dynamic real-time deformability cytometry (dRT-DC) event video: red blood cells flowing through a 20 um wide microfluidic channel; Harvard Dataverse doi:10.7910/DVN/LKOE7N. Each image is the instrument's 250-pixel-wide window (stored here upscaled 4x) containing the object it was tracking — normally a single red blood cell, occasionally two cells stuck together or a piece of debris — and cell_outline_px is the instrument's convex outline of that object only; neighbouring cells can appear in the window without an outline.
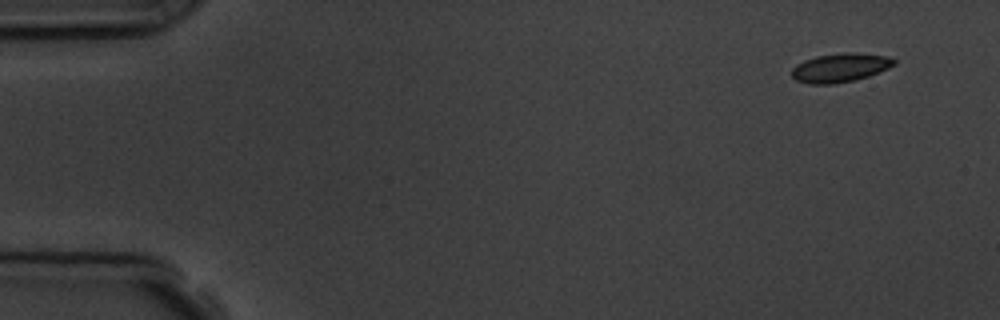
{"species": "common noctule bat (a hibernating species)", "species_latin": "Nyctalus noctula", "temperature_condition": "room temperature", "stored_images_in_passage": 4, "camera_frame_rate_fps": 3000, "um_per_image_px": 0.085, "animal": {"sex": "male", "body_mass_g": 19.5, "forearm_length_mm": 54.6}, "frame": {"image": 1, "passage_image": 1, "time_ms": 0.0, "image_size_px": [1000, 320], "cell_outline_px": [[896, 64], [888, 68], [868, 76], [856, 80], [836, 84], [808, 84], [796, 80], [792, 76], [792, 68], [796, 64], [804, 60], [816, 56], [844, 52], [848, 52], [888, 56], [896, 60]], "centroid_in_image_um": [71.4, 5.76], "position_along_channel_um": 13.6, "area_um2": 17.28}}